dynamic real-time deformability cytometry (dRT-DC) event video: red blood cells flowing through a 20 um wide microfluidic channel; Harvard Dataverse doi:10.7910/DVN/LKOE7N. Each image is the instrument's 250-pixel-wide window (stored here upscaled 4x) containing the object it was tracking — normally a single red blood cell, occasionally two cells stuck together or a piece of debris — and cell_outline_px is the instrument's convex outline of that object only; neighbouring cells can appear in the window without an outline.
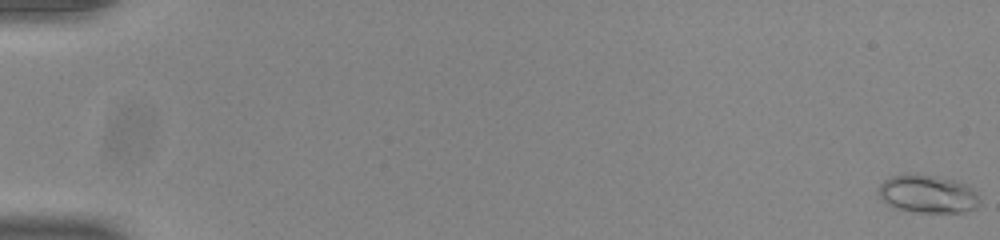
{"species": "common noctule bat (a hibernating species)", "species_latin": "Nyctalus noctula", "temperature_condition": "room temperature", "stored_images_in_passage": 55, "camera_frame_rate_fps": 3000, "um_per_image_px": 0.085, "animal": {"sex": "male", "body_mass_g": 20.0, "forearm_length_mm": 53.3}, "frame": {"image": 1, "passage_image": 1, "time_ms": 0.0, "image_size_px": [1000, 240], "cell_outline_px": [[980, 200], [976, 208], [960, 212], [920, 212], [900, 208], [888, 204], [880, 196], [880, 184], [888, 176], [936, 176], [968, 184], [976, 192]], "centroid_in_image_um": [78.92, 16.5], "position_along_channel_um": 6.1, "area_um2": 21.62}}
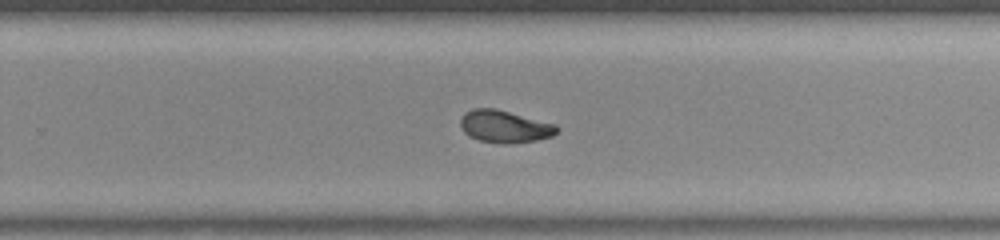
{"frame": {"image": 2, "passage_image": 37, "time_ms": 12.0, "image_size_px": [1000, 240], "cell_outline_px": [[556, 132], [552, 136], [536, 140], [512, 144], [500, 144], [480, 140], [468, 136], [464, 132], [460, 124], [460, 120], [464, 112], [472, 108], [496, 108], [556, 124]], "centroid_in_image_um": [42.86, 10.75], "position_along_channel_um": 286.9, "area_um2": 18.26}}
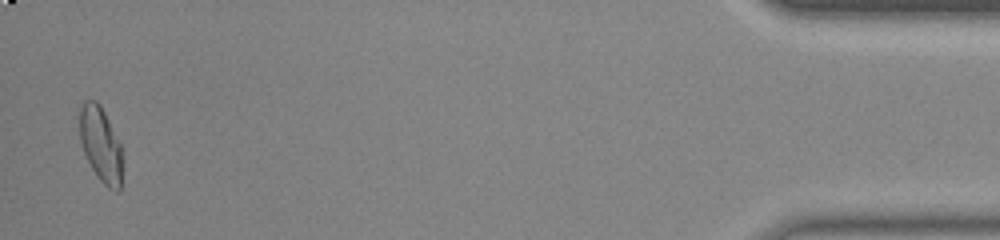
{"frame": {"image": 3, "passage_image": 54, "time_ms": 17.667, "image_size_px": [1000, 240], "cell_outline_px": [[120, 188], [116, 192], [108, 188], [100, 180], [92, 168], [84, 152], [80, 140], [80, 108], [84, 100], [96, 100], [100, 104], [120, 144]], "centroid_in_image_um": [8.53, 12.25], "position_along_channel_um": 426.7, "area_um2": 18.09}, "authors_computed_cell_mechanics": {"area_um2": 18.2648, "velocity_mm_per_s": 3.8774, "shape_relaxation_time_tau1_ms": 7.5296, "shape_relaxation_time_tau2_ms": 1.7768, "deformation_change_tau1": 0.1979, "deformation_change_tau2": 0.0597}}